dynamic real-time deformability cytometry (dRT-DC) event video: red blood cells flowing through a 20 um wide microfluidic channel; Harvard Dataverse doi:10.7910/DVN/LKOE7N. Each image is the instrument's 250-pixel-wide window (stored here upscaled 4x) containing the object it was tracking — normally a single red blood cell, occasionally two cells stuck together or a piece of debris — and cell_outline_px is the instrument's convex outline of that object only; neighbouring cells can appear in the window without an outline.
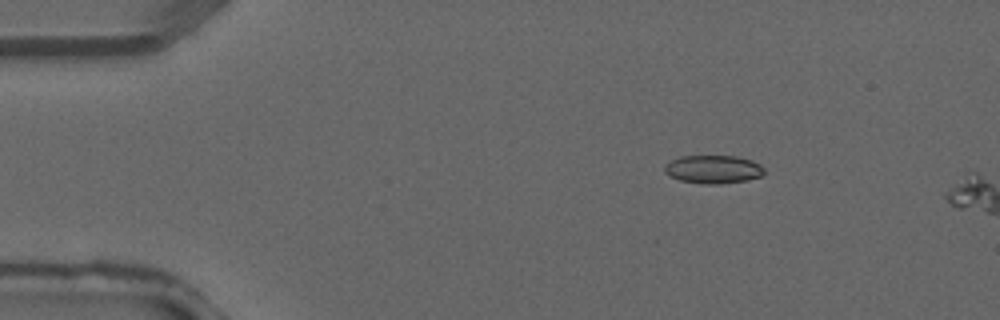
{"species": "common noctule bat (a hibernating species)", "species_latin": "Nyctalus noctula", "temperature_condition": "warm", "stored_images_in_passage": 3, "segment_of_instrument_passage": [1, 2], "camera_frame_rate_fps": 3000, "um_per_image_px": 0.085, "animal": {"sex": "male", "forearm_length_mm": 52.5}, "frame": {"image": 1, "passage_image": 2, "time_ms": 0.333, "image_size_px": [1000, 320], "cell_outline_px": [[764, 172], [760, 176], [748, 180], [720, 184], [704, 184], [680, 180], [664, 172], [664, 164], [680, 156], [736, 156], [752, 160], [760, 164], [764, 168]], "centroid_in_image_um": [60.63, 14.39], "position_along_channel_um": 24.4, "area_um2": 16.42}}